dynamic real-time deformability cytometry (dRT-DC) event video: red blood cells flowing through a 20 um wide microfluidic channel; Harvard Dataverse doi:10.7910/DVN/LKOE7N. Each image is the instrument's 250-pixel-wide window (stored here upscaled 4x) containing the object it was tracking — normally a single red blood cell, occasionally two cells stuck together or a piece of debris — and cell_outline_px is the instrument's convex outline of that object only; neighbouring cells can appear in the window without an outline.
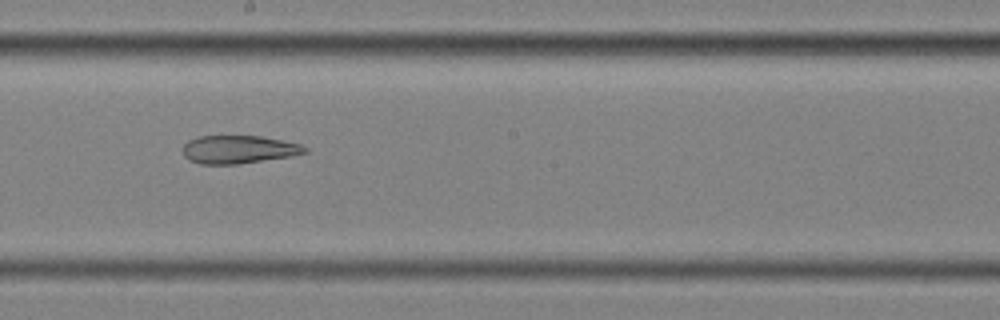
{"species": "common noctule bat (a hibernating species)", "species_latin": "Nyctalus noctula", "temperature_condition": "cold", "stored_images_in_passage": 15, "camera_frame_rate_fps": 3000, "um_per_image_px": 0.085, "animal": {"sex": "female", "body_mass_g": 25.1}, "frame": {"image": 1, "passage_image": 9, "time_ms": 2.667, "image_size_px": [1000, 320], "cell_outline_px": [[308, 152], [292, 156], [236, 164], [200, 164], [188, 160], [184, 156], [180, 148], [188, 140], [200, 136], [260, 136], [300, 144], [308, 148]], "centroid_in_image_um": [20.23, 12.71], "position_along_channel_um": 228.0, "area_um2": 20.06}}
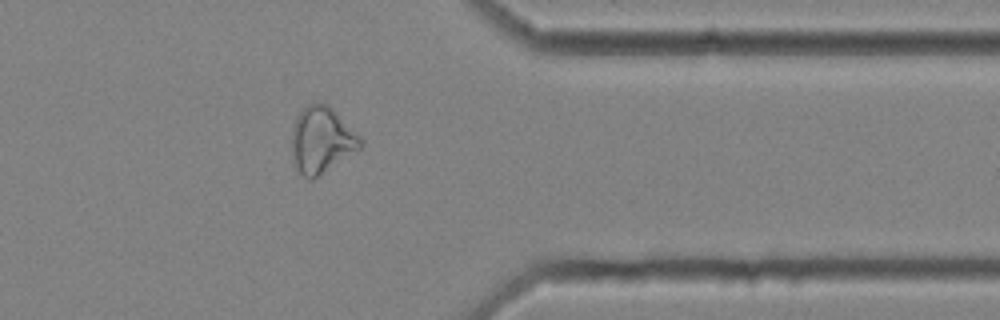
{"frame": {"image": 2, "passage_image": 13, "time_ms": 4.0, "image_size_px": [1000, 320], "cell_outline_px": [[364, 144], [360, 148], [312, 180], [308, 180], [296, 168], [292, 160], [292, 128], [296, 116], [308, 104], [320, 100], [328, 104], [364, 140]], "centroid_in_image_um": [27.32, 11.88], "position_along_channel_um": 384.1, "area_um2": 26.59}}